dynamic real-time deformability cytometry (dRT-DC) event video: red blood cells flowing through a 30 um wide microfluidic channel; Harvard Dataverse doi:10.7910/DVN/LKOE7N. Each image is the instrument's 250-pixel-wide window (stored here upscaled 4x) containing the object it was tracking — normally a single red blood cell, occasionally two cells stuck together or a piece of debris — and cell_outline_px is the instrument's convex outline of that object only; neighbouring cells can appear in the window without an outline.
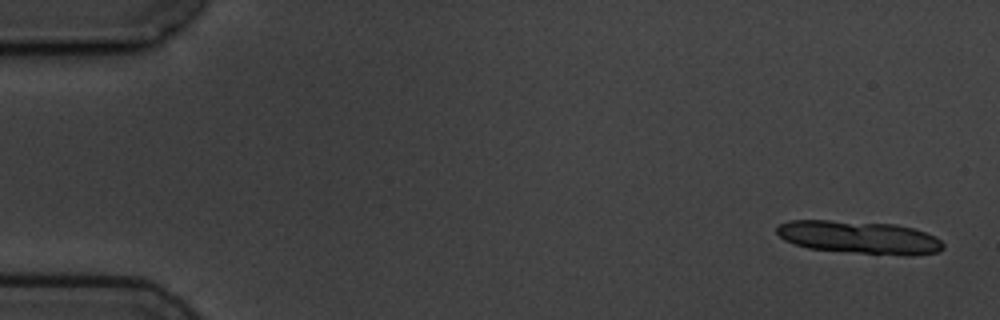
{"species": "common noctule bat (a hibernating species)", "species_latin": "Nyctalus noctula", "temperature_condition": "cold", "stored_images_in_passage": 6, "camera_frame_rate_fps": 3000, "um_per_image_px": 0.085, "animal": {"sex": "male", "body_mass_g": 19.5, "forearm_length_mm": 54.6}, "frame": {"image": 1, "passage_image": 1, "time_ms": 0.0, "image_size_px": [1000, 320], "cell_outline_px": [[944, 248], [936, 252], [912, 256], [904, 256], [808, 248], [784, 240], [776, 232], [776, 228], [780, 224], [788, 220], [828, 220], [896, 224], [912, 228], [924, 232], [940, 240], [944, 244]], "centroid_in_image_um": [73.03, 20.17], "position_along_channel_um": 12.0, "area_um2": 31.67}}